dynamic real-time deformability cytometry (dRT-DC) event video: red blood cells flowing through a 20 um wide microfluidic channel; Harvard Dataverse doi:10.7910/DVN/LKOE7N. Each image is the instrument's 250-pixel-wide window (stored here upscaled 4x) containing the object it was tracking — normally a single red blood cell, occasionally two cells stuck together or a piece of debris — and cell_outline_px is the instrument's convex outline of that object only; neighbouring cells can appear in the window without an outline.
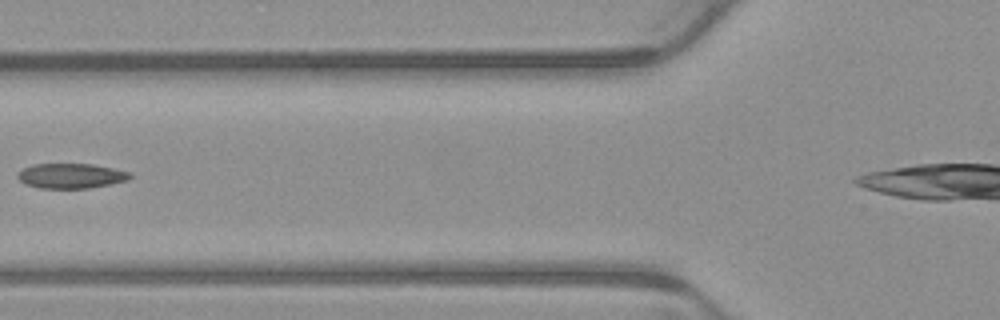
{"species": "common noctule bat (a hibernating species)", "species_latin": "Nyctalus noctula", "temperature_condition": "warm", "stored_images_in_passage": 4, "camera_frame_rate_fps": 3000, "um_per_image_px": 0.085, "animal": {"sex": "male", "body_mass_g": 23.1, "forearm_length_mm": 52.7}, "frame": {"image": 1, "passage_image": 3, "time_ms": 0.667, "image_size_px": [1000, 320], "cell_outline_px": [[132, 176], [128, 180], [88, 188], [40, 188], [24, 184], [16, 176], [16, 172], [32, 164], [92, 164], [132, 172]], "centroid_in_image_um": [6.0, 14.94], "position_along_channel_um": 119.8, "area_um2": 16.36}}
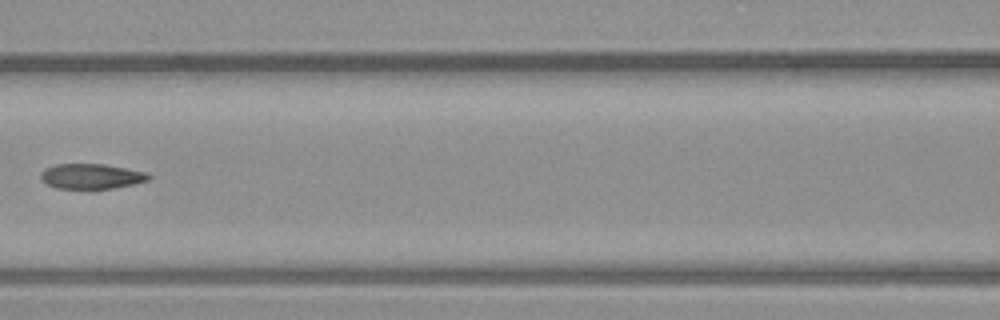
{"frame": {"image": 2, "passage_image": 4, "time_ms": 1.0, "image_size_px": [1000, 320], "cell_outline_px": [[152, 176], [148, 180], [132, 184], [112, 188], [56, 188], [48, 184], [40, 176], [40, 172], [44, 168], [56, 164], [104, 164], [148, 172]], "centroid_in_image_um": [7.77, 14.97], "position_along_channel_um": 158.8, "area_um2": 15.66}}